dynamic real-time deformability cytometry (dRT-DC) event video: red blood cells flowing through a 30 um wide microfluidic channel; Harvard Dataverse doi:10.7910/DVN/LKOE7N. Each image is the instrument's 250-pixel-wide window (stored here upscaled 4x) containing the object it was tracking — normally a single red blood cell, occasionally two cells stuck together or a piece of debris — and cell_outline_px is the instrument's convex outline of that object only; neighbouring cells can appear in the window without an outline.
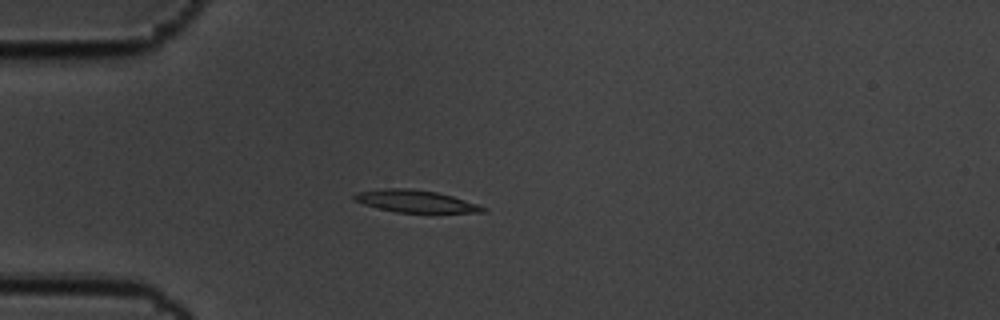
{"species": "common noctule bat (a hibernating species)", "species_latin": "Nyctalus noctula", "temperature_condition": "cold", "stored_images_in_passage": 5, "camera_frame_rate_fps": 3000, "um_per_image_px": 0.085, "animal": {"sex": "male", "body_mass_g": 19.5, "forearm_length_mm": 54.6}, "frame": {"image": 1, "passage_image": 5, "time_ms": 1.333, "image_size_px": [1000, 320], "cell_outline_px": [[488, 212], [396, 212], [364, 204], [352, 200], [352, 196], [356, 192], [384, 188], [408, 188], [436, 192], [452, 196], [488, 208]], "centroid_in_image_um": [35.28, 17.09], "position_along_channel_um": 49.7, "area_um2": 16.47}}